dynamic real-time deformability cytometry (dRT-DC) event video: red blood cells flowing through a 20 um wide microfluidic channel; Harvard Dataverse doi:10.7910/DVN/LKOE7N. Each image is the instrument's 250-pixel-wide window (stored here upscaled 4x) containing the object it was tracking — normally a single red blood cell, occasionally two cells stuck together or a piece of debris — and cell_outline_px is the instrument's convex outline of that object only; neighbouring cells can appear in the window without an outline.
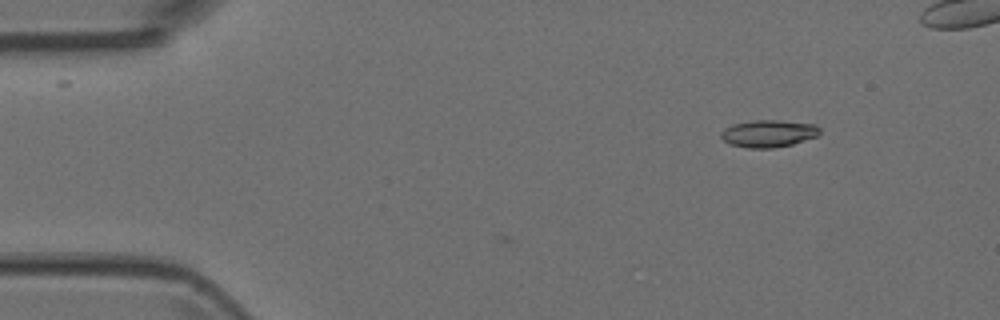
{"species": "Egyptian fruit bat (a non-hibernating species)", "species_latin": "Rousettus aegyptiacus", "temperature_condition": "room temperature", "stored_images_in_passage": 3, "camera_frame_rate_fps": 3000, "um_per_image_px": 0.085, "animal": {"sex": "female"}, "frame": {"image": 1, "passage_image": 3, "time_ms": 0.667, "image_size_px": [1000, 320], "cell_outline_px": [[820, 132], [816, 136], [792, 144], [772, 148], [748, 148], [732, 144], [724, 140], [720, 136], [720, 132], [724, 128], [732, 124], [752, 120], [780, 120], [816, 124], [820, 128]], "centroid_in_image_um": [65.31, 11.33], "position_along_channel_um": 19.7, "area_um2": 15.66}}